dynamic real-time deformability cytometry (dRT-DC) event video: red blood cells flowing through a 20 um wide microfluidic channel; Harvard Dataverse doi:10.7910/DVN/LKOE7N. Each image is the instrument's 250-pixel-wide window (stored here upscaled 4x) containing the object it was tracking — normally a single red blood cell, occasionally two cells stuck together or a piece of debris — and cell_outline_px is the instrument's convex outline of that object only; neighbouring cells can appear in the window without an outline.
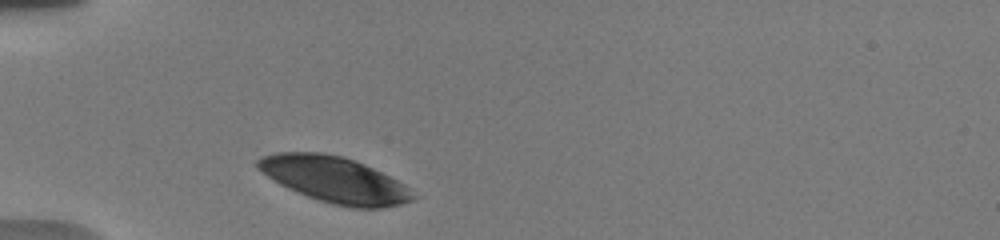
{"species": "human", "species_latin": "Homo sapiens", "temperature_condition": "warm", "stored_images_in_passage": 1, "camera_frame_rate_fps": 3000, "um_per_image_px": 0.085, "donor": {"sex": "male"}, "frame": {"image": 1, "passage_image": 1, "time_ms": 0.0, "image_size_px": [1000, 240], "cell_outline_px": [[416, 196], [412, 200], [400, 204], [384, 208], [352, 208], [332, 204], [308, 196], [288, 188], [280, 184], [268, 176], [256, 164], [256, 160], [260, 156], [276, 152], [320, 152], [344, 156], [364, 164], [404, 184]], "centroid_in_image_um": [28.44, 15.26], "position_along_channel_um": 56.6, "area_um2": 41.15}}